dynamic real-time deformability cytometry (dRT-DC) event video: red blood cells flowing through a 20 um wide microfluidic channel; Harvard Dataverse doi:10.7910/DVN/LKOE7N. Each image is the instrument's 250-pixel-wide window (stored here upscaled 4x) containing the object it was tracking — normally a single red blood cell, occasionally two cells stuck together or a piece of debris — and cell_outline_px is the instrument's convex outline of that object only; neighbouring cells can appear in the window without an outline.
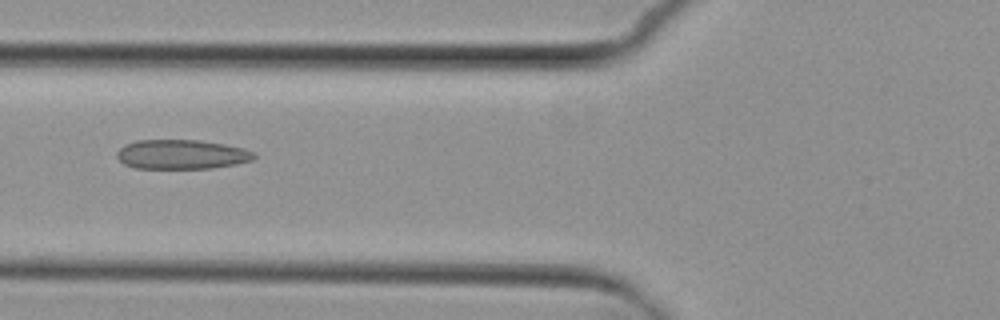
{"species": "common noctule bat (a hibernating species)", "species_latin": "Nyctalus noctula", "temperature_condition": "cold", "stored_images_in_passage": 6, "camera_frame_rate_fps": 3000, "um_per_image_px": 0.085, "animal": {"sex": "female", "body_mass_g": 29.2, "forearm_length_mm": 56.3}, "frame": {"image": 1, "passage_image": 4, "time_ms": 3.667, "image_size_px": [1000, 320], "cell_outline_px": [[256, 156], [252, 160], [236, 164], [212, 168], [136, 168], [124, 164], [116, 156], [116, 152], [124, 144], [136, 140], [200, 140], [224, 144], [244, 148], [256, 152]], "centroid_in_image_um": [15.44, 13.12], "position_along_channel_um": 110.4, "area_um2": 23.64}}
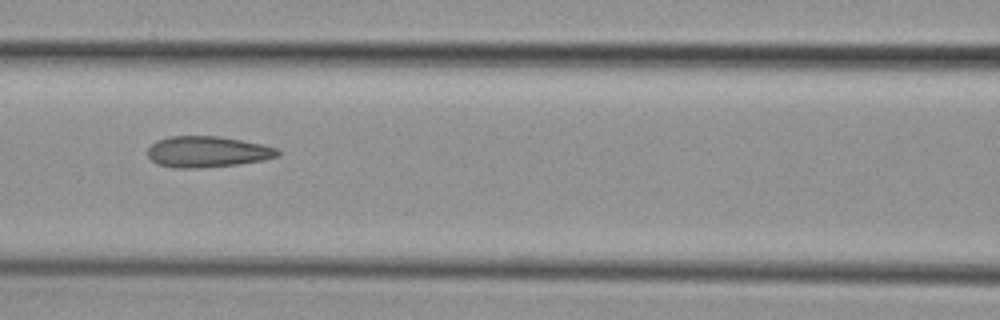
{"frame": {"image": 2, "passage_image": 5, "time_ms": 4.667, "image_size_px": [1000, 320], "cell_outline_px": [[280, 156], [264, 160], [236, 164], [200, 168], [172, 168], [156, 164], [148, 156], [148, 148], [156, 140], [168, 136], [220, 136], [264, 144], [276, 148], [280, 152]], "centroid_in_image_um": [17.62, 12.9], "position_along_channel_um": 149.0, "area_um2": 23.76}}
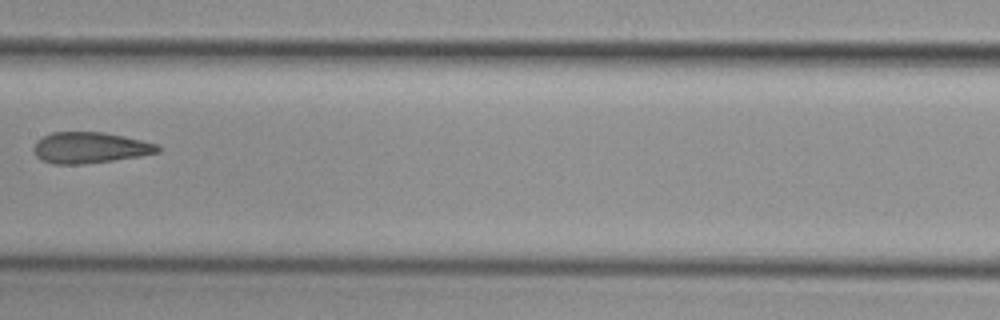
{"frame": {"image": 3, "passage_image": 6, "time_ms": 6.0, "image_size_px": [1000, 320], "cell_outline_px": [[160, 152], [140, 156], [84, 164], [52, 164], [36, 156], [32, 148], [36, 140], [52, 132], [104, 132], [124, 136], [156, 144], [160, 148]], "centroid_in_image_um": [7.61, 12.55], "position_along_channel_um": 199.8, "area_um2": 22.37}}